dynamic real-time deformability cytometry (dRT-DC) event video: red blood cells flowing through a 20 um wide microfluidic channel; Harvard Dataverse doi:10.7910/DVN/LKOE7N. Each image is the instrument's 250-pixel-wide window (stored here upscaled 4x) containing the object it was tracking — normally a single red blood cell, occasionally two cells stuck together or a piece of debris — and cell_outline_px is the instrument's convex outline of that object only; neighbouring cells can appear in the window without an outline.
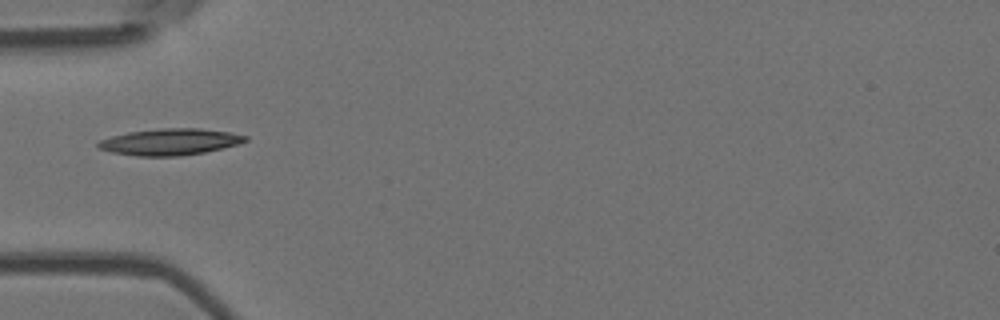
{"species": "Egyptian fruit bat (a non-hibernating species)", "species_latin": "Rousettus aegyptiacus", "temperature_condition": "room temperature", "stored_images_in_passage": 9, "camera_frame_rate_fps": 3000, "um_per_image_px": 0.085, "animal": {"sex": "female"}, "frame": {"image": 1, "passage_image": 5, "time_ms": 1.333, "image_size_px": [1000, 320], "cell_outline_px": [[248, 140], [236, 144], [204, 152], [180, 156], [136, 156], [112, 152], [100, 148], [96, 144], [100, 140], [112, 136], [128, 132], [164, 128], [200, 128], [228, 132], [248, 136]], "centroid_in_image_um": [14.43, 12.05], "position_along_channel_um": 70.6, "area_um2": 22.43}}
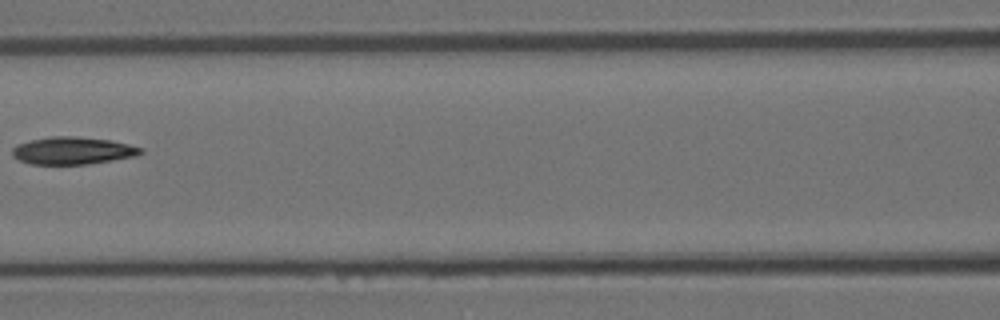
{"frame": {"image": 2, "passage_image": 7, "time_ms": 2.0, "image_size_px": [1000, 320], "cell_outline_px": [[144, 152], [136, 156], [88, 164], [32, 164], [20, 160], [12, 156], [12, 148], [16, 144], [32, 140], [52, 136], [72, 136], [112, 140], [144, 148]], "centroid_in_image_um": [6.2, 12.8], "position_along_channel_um": 160.4, "area_um2": 20.52}}
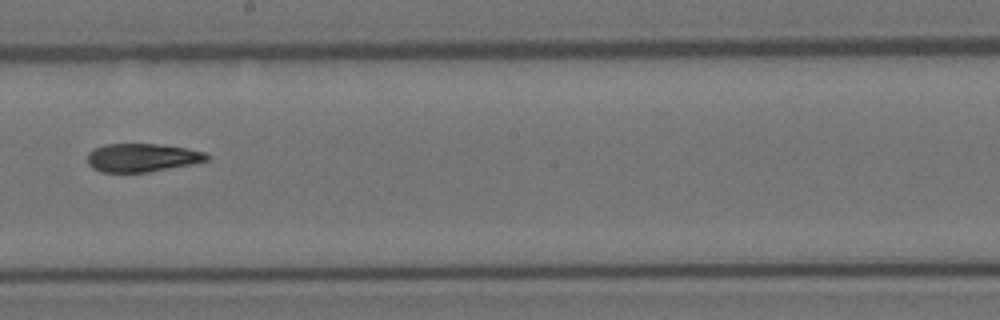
{"frame": {"image": 3, "passage_image": 9, "time_ms": 2.667, "image_size_px": [1000, 320], "cell_outline_px": [[208, 160], [192, 164], [148, 172], [100, 172], [92, 168], [88, 164], [88, 152], [104, 144], [160, 144], [188, 148], [204, 152], [208, 156]], "centroid_in_image_um": [12.06, 13.4], "position_along_channel_um": 236.1, "area_um2": 19.71}}